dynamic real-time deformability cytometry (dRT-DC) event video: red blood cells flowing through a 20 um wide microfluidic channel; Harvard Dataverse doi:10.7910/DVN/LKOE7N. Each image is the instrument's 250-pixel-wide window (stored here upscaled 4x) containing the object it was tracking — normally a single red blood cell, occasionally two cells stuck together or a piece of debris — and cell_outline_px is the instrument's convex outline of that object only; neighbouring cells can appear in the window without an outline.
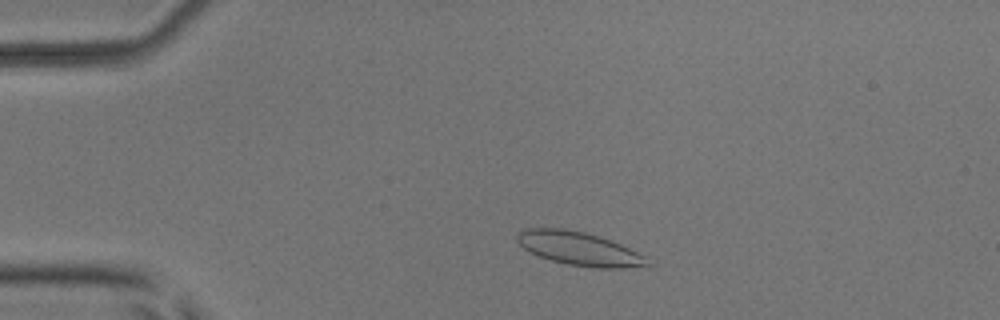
{"species": "common noctule bat (a hibernating species)", "species_latin": "Nyctalus noctula", "temperature_condition": "room temperature", "stored_images_in_passage": 3, "camera_frame_rate_fps": 3000, "um_per_image_px": 0.085, "animal": {"sex": "male", "body_mass_g": 17.9, "forearm_length_mm": 54.2}, "frame": {"image": 1, "passage_image": 2, "time_ms": 1.0, "image_size_px": [1000, 320], "cell_outline_px": [[652, 264], [648, 268], [596, 268], [568, 264], [552, 260], [540, 256], [524, 248], [516, 240], [516, 236], [524, 228], [564, 228], [584, 232], [620, 244], [644, 256]], "centroid_in_image_um": [49.27, 21.15], "position_along_channel_um": 35.7, "area_um2": 25.26}}